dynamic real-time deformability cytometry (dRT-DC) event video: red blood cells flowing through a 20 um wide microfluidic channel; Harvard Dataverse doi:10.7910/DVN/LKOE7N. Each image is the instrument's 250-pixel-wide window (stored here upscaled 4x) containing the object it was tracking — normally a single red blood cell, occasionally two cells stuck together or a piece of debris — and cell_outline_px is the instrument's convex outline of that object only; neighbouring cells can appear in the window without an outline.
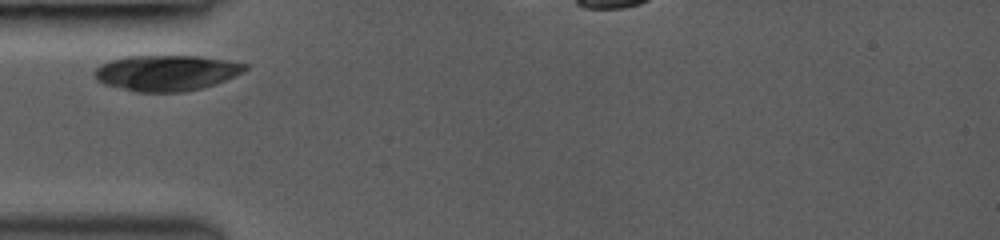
{"species": "common noctule bat (a hibernating species)", "species_latin": "Nyctalus noctula", "temperature_condition": "room temperature", "stored_images_in_passage": 24, "camera_frame_rate_fps": 3000, "um_per_image_px": 0.085, "animal": {"sex": "female", "body_mass_g": 19.0, "forearm_length_mm": 53.3}, "frame": {"image": 1, "passage_image": 1, "time_ms": 0.0, "image_size_px": [1000, 240], "cell_outline_px": [[248, 68], [244, 72], [216, 84], [204, 88], [184, 92], [136, 92], [104, 84], [96, 80], [92, 76], [92, 72], [100, 64], [108, 60], [124, 56], [200, 56], [228, 60], [248, 64]], "centroid_in_image_um": [14.12, 6.19], "position_along_channel_um": 70.9, "area_um2": 31.85}}
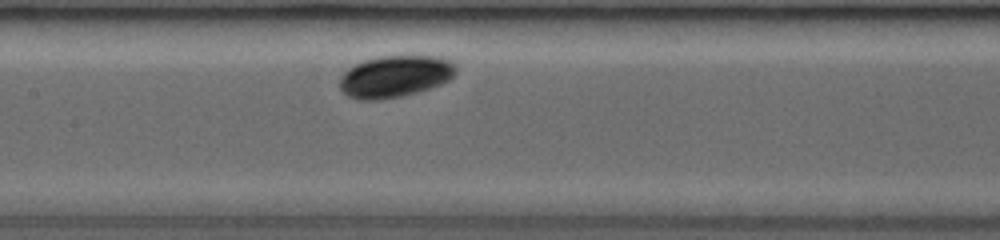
{"frame": {"image": 2, "passage_image": 9, "time_ms": 2.667, "image_size_px": [1000, 240], "cell_outline_px": [[456, 72], [448, 80], [440, 84], [416, 92], [400, 96], [380, 100], [360, 100], [348, 96], [340, 88], [340, 80], [344, 72], [348, 68], [364, 60], [380, 56], [444, 56], [456, 60]], "centroid_in_image_um": [33.62, 6.47], "position_along_channel_um": 173.8, "area_um2": 28.44}}
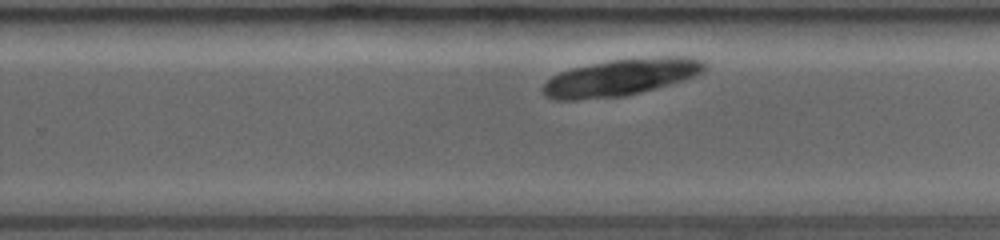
{"frame": {"image": 3, "passage_image": 18, "time_ms": 5.333, "image_size_px": [1000, 240], "cell_outline_px": [[708, 68], [704, 72], [696, 76], [684, 80], [656, 88], [624, 96], [576, 100], [552, 100], [544, 96], [540, 92], [540, 88], [552, 76], [560, 72], [572, 68], [588, 64], [608, 60], [652, 56], [692, 56], [704, 60], [708, 64]], "centroid_in_image_um": [52.81, 6.56], "position_along_channel_um": 277.0, "area_um2": 35.55}}